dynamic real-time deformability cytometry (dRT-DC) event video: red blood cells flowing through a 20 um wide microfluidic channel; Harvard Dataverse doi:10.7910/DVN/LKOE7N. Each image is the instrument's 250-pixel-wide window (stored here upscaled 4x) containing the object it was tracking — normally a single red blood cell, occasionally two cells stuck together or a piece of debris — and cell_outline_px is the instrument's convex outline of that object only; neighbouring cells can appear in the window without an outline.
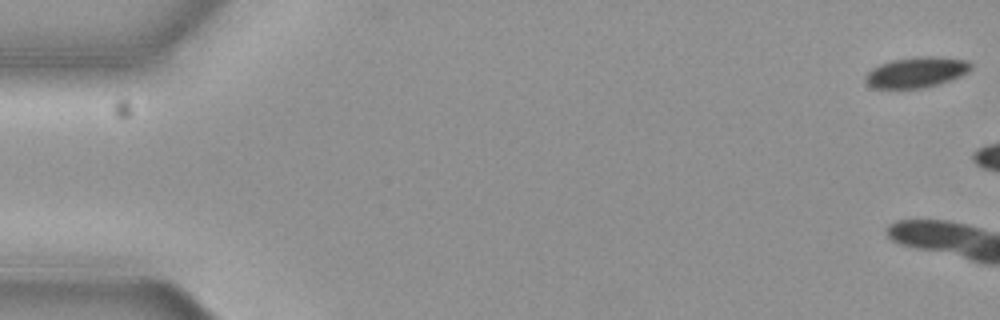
{"species": "common noctule bat (a hibernating species)", "species_latin": "Nyctalus noctula", "temperature_condition": "cold", "stored_images_in_passage": 9, "camera_frame_rate_fps": 3000, "um_per_image_px": 0.085, "animal": {"sex": "female", "body_mass_g": 19.3, "forearm_length_mm": 54.1}, "frame": {"image": 1, "passage_image": 1, "time_ms": 0.0, "image_size_px": [1000, 320], "cell_outline_px": [[972, 68], [968, 72], [960, 76], [924, 88], [872, 88], [864, 80], [864, 76], [872, 68], [880, 64], [892, 60], [916, 56], [936, 56], [968, 60], [972, 64]], "centroid_in_image_um": [77.88, 6.13], "position_along_channel_um": 7.1, "area_um2": 18.84}}